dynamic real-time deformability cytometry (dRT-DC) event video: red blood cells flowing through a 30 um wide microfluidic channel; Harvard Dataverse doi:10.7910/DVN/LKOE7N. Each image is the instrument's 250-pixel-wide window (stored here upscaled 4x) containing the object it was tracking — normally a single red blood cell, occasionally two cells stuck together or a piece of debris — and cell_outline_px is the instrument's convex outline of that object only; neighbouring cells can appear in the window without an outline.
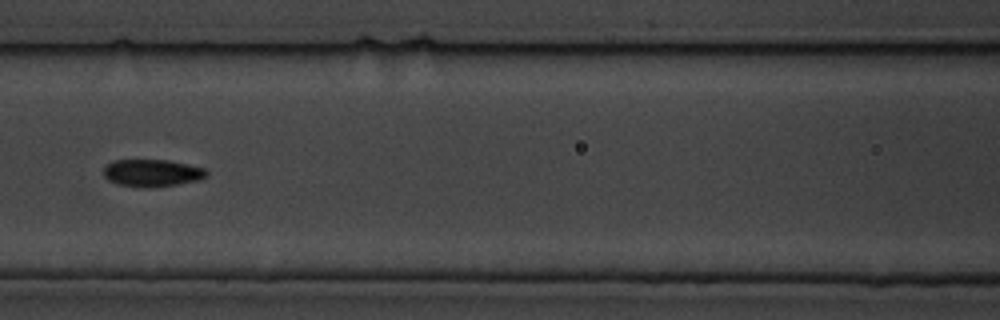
{"species": "common noctule bat (a hibernating species)", "species_latin": "Nyctalus noctula", "temperature_condition": "cold", "stored_images_in_passage": 11, "camera_frame_rate_fps": 3000, "um_per_image_px": 0.085, "animal": {"sex": "male", "body_mass_g": 19.5, "forearm_length_mm": 54.6}, "frame": {"image": 1, "passage_image": 7, "time_ms": 7.667, "image_size_px": [1000, 320], "cell_outline_px": [[208, 176], [200, 180], [176, 184], [144, 188], [140, 188], [116, 184], [108, 180], [104, 176], [104, 168], [112, 160], [168, 160], [188, 164], [204, 168], [208, 172]], "centroid_in_image_um": [12.93, 14.7], "position_along_channel_um": 153.7, "area_um2": 16.47}}
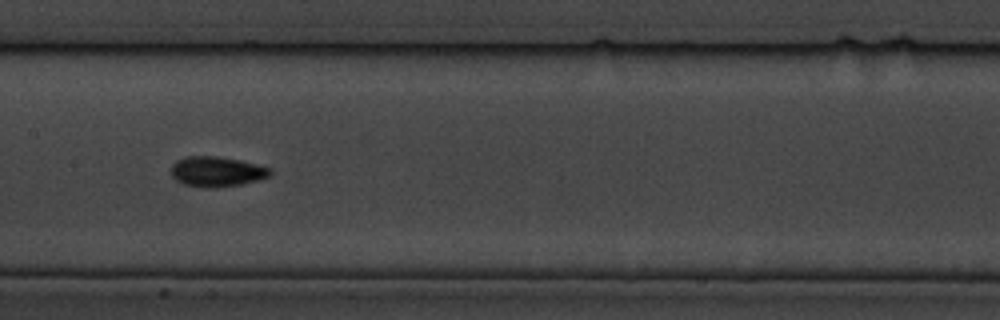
{"frame": {"image": 2, "passage_image": 8, "time_ms": 8.667, "image_size_px": [1000, 320], "cell_outline_px": [[272, 176], [240, 184], [212, 188], [204, 188], [184, 184], [176, 180], [172, 176], [172, 164], [176, 160], [184, 156], [216, 156], [240, 160], [272, 168]], "centroid_in_image_um": [18.42, 14.58], "position_along_channel_um": 189.0, "area_um2": 17.46}}
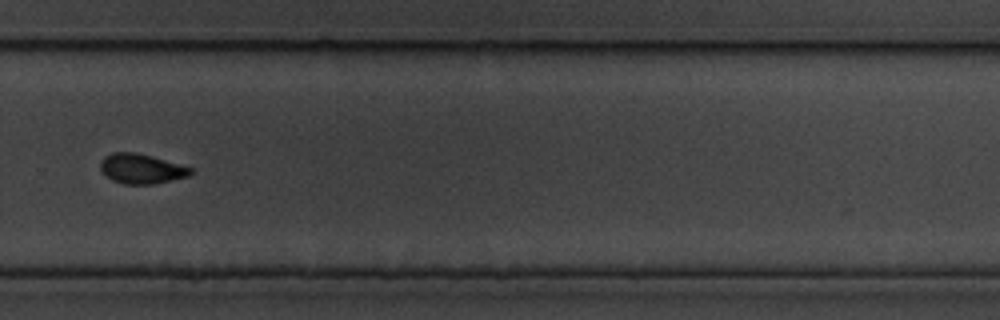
{"frame": {"image": 3, "passage_image": 11, "time_ms": 12.333, "image_size_px": [1000, 320], "cell_outline_px": [[192, 172], [188, 176], [152, 184], [124, 184], [112, 180], [100, 168], [100, 164], [104, 156], [112, 152], [136, 152], [152, 156], [192, 168]], "centroid_in_image_um": [12.0, 14.33], "position_along_channel_um": 317.8, "area_um2": 15.43}}